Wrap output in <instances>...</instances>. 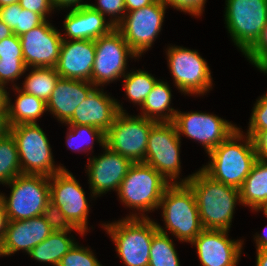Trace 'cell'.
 <instances>
[{
	"mask_svg": "<svg viewBox=\"0 0 267 266\" xmlns=\"http://www.w3.org/2000/svg\"><path fill=\"white\" fill-rule=\"evenodd\" d=\"M15 138L22 174L52 176L65 167L55 166L49 140L38 123L10 127Z\"/></svg>",
	"mask_w": 267,
	"mask_h": 266,
	"instance_id": "obj_7",
	"label": "cell"
},
{
	"mask_svg": "<svg viewBox=\"0 0 267 266\" xmlns=\"http://www.w3.org/2000/svg\"><path fill=\"white\" fill-rule=\"evenodd\" d=\"M247 135L251 138L259 131L267 130V93L259 97L254 104L249 119Z\"/></svg>",
	"mask_w": 267,
	"mask_h": 266,
	"instance_id": "obj_37",
	"label": "cell"
},
{
	"mask_svg": "<svg viewBox=\"0 0 267 266\" xmlns=\"http://www.w3.org/2000/svg\"><path fill=\"white\" fill-rule=\"evenodd\" d=\"M154 120L119 112L105 133V146L128 158L132 163H143L148 137Z\"/></svg>",
	"mask_w": 267,
	"mask_h": 266,
	"instance_id": "obj_9",
	"label": "cell"
},
{
	"mask_svg": "<svg viewBox=\"0 0 267 266\" xmlns=\"http://www.w3.org/2000/svg\"><path fill=\"white\" fill-rule=\"evenodd\" d=\"M148 266H181L175 244L168 234L157 231L153 235Z\"/></svg>",
	"mask_w": 267,
	"mask_h": 266,
	"instance_id": "obj_33",
	"label": "cell"
},
{
	"mask_svg": "<svg viewBox=\"0 0 267 266\" xmlns=\"http://www.w3.org/2000/svg\"><path fill=\"white\" fill-rule=\"evenodd\" d=\"M256 241V250H267V227L264 228V233H256L254 237Z\"/></svg>",
	"mask_w": 267,
	"mask_h": 266,
	"instance_id": "obj_48",
	"label": "cell"
},
{
	"mask_svg": "<svg viewBox=\"0 0 267 266\" xmlns=\"http://www.w3.org/2000/svg\"><path fill=\"white\" fill-rule=\"evenodd\" d=\"M167 7H171L180 10L181 12L189 13L192 16H201L204 11V5L206 0H161Z\"/></svg>",
	"mask_w": 267,
	"mask_h": 266,
	"instance_id": "obj_40",
	"label": "cell"
},
{
	"mask_svg": "<svg viewBox=\"0 0 267 266\" xmlns=\"http://www.w3.org/2000/svg\"><path fill=\"white\" fill-rule=\"evenodd\" d=\"M12 87H15L13 90L18 93V96L14 104L11 102L8 92L7 114L9 126L37 123L38 118L42 117L44 112L47 111V103L34 95L23 92L17 84H13Z\"/></svg>",
	"mask_w": 267,
	"mask_h": 266,
	"instance_id": "obj_24",
	"label": "cell"
},
{
	"mask_svg": "<svg viewBox=\"0 0 267 266\" xmlns=\"http://www.w3.org/2000/svg\"><path fill=\"white\" fill-rule=\"evenodd\" d=\"M171 99L172 93L168 82L159 79L142 104L139 116L156 122H173L178 110L170 106Z\"/></svg>",
	"mask_w": 267,
	"mask_h": 266,
	"instance_id": "obj_26",
	"label": "cell"
},
{
	"mask_svg": "<svg viewBox=\"0 0 267 266\" xmlns=\"http://www.w3.org/2000/svg\"><path fill=\"white\" fill-rule=\"evenodd\" d=\"M94 88L95 86L88 81L59 78L46 102L47 111L64 124Z\"/></svg>",
	"mask_w": 267,
	"mask_h": 266,
	"instance_id": "obj_23",
	"label": "cell"
},
{
	"mask_svg": "<svg viewBox=\"0 0 267 266\" xmlns=\"http://www.w3.org/2000/svg\"><path fill=\"white\" fill-rule=\"evenodd\" d=\"M107 21V22H106ZM64 40H95L109 34L115 27L97 10L83 5L70 9L64 19Z\"/></svg>",
	"mask_w": 267,
	"mask_h": 266,
	"instance_id": "obj_22",
	"label": "cell"
},
{
	"mask_svg": "<svg viewBox=\"0 0 267 266\" xmlns=\"http://www.w3.org/2000/svg\"><path fill=\"white\" fill-rule=\"evenodd\" d=\"M193 190L203 229L230 231L236 204H241L239 189L210 178L201 169L180 178Z\"/></svg>",
	"mask_w": 267,
	"mask_h": 266,
	"instance_id": "obj_1",
	"label": "cell"
},
{
	"mask_svg": "<svg viewBox=\"0 0 267 266\" xmlns=\"http://www.w3.org/2000/svg\"><path fill=\"white\" fill-rule=\"evenodd\" d=\"M173 123L180 138L184 135L197 141L207 154L238 128L228 120L201 111H177Z\"/></svg>",
	"mask_w": 267,
	"mask_h": 266,
	"instance_id": "obj_15",
	"label": "cell"
},
{
	"mask_svg": "<svg viewBox=\"0 0 267 266\" xmlns=\"http://www.w3.org/2000/svg\"><path fill=\"white\" fill-rule=\"evenodd\" d=\"M10 126L8 123L7 109H0V138L8 134Z\"/></svg>",
	"mask_w": 267,
	"mask_h": 266,
	"instance_id": "obj_47",
	"label": "cell"
},
{
	"mask_svg": "<svg viewBox=\"0 0 267 266\" xmlns=\"http://www.w3.org/2000/svg\"><path fill=\"white\" fill-rule=\"evenodd\" d=\"M19 3V0H0V8L6 5Z\"/></svg>",
	"mask_w": 267,
	"mask_h": 266,
	"instance_id": "obj_52",
	"label": "cell"
},
{
	"mask_svg": "<svg viewBox=\"0 0 267 266\" xmlns=\"http://www.w3.org/2000/svg\"><path fill=\"white\" fill-rule=\"evenodd\" d=\"M29 69L24 63V59H0V83L8 85L7 83H14L18 78Z\"/></svg>",
	"mask_w": 267,
	"mask_h": 266,
	"instance_id": "obj_38",
	"label": "cell"
},
{
	"mask_svg": "<svg viewBox=\"0 0 267 266\" xmlns=\"http://www.w3.org/2000/svg\"><path fill=\"white\" fill-rule=\"evenodd\" d=\"M167 8L161 0H156L148 6L126 12L115 27L139 58L152 47L161 32Z\"/></svg>",
	"mask_w": 267,
	"mask_h": 266,
	"instance_id": "obj_13",
	"label": "cell"
},
{
	"mask_svg": "<svg viewBox=\"0 0 267 266\" xmlns=\"http://www.w3.org/2000/svg\"><path fill=\"white\" fill-rule=\"evenodd\" d=\"M52 232L42 215L27 220L8 221L0 256H11L20 250L28 254Z\"/></svg>",
	"mask_w": 267,
	"mask_h": 266,
	"instance_id": "obj_21",
	"label": "cell"
},
{
	"mask_svg": "<svg viewBox=\"0 0 267 266\" xmlns=\"http://www.w3.org/2000/svg\"><path fill=\"white\" fill-rule=\"evenodd\" d=\"M170 184L153 167L145 163H133L121 182L117 195L126 207L132 208L131 210L134 208L139 213L132 212L126 218H149L144 213L159 208L162 195Z\"/></svg>",
	"mask_w": 267,
	"mask_h": 266,
	"instance_id": "obj_4",
	"label": "cell"
},
{
	"mask_svg": "<svg viewBox=\"0 0 267 266\" xmlns=\"http://www.w3.org/2000/svg\"><path fill=\"white\" fill-rule=\"evenodd\" d=\"M181 138L173 122H156L150 130L143 163L153 167L171 184L181 174Z\"/></svg>",
	"mask_w": 267,
	"mask_h": 266,
	"instance_id": "obj_11",
	"label": "cell"
},
{
	"mask_svg": "<svg viewBox=\"0 0 267 266\" xmlns=\"http://www.w3.org/2000/svg\"><path fill=\"white\" fill-rule=\"evenodd\" d=\"M117 99L109 96L104 89L95 87L75 109L67 125H90L104 133L113 124L119 112H125Z\"/></svg>",
	"mask_w": 267,
	"mask_h": 266,
	"instance_id": "obj_19",
	"label": "cell"
},
{
	"mask_svg": "<svg viewBox=\"0 0 267 266\" xmlns=\"http://www.w3.org/2000/svg\"><path fill=\"white\" fill-rule=\"evenodd\" d=\"M128 58L139 59L116 28L109 34L95 39L92 84L102 87L124 77L128 72Z\"/></svg>",
	"mask_w": 267,
	"mask_h": 266,
	"instance_id": "obj_12",
	"label": "cell"
},
{
	"mask_svg": "<svg viewBox=\"0 0 267 266\" xmlns=\"http://www.w3.org/2000/svg\"><path fill=\"white\" fill-rule=\"evenodd\" d=\"M53 6L57 10H62L71 7V9H76L86 5L87 3H83L82 0H51Z\"/></svg>",
	"mask_w": 267,
	"mask_h": 266,
	"instance_id": "obj_44",
	"label": "cell"
},
{
	"mask_svg": "<svg viewBox=\"0 0 267 266\" xmlns=\"http://www.w3.org/2000/svg\"><path fill=\"white\" fill-rule=\"evenodd\" d=\"M86 193L68 169L64 168L50 176V201L56 204L65 215L68 222L81 230L88 232V204Z\"/></svg>",
	"mask_w": 267,
	"mask_h": 266,
	"instance_id": "obj_14",
	"label": "cell"
},
{
	"mask_svg": "<svg viewBox=\"0 0 267 266\" xmlns=\"http://www.w3.org/2000/svg\"><path fill=\"white\" fill-rule=\"evenodd\" d=\"M256 266H267V250H256Z\"/></svg>",
	"mask_w": 267,
	"mask_h": 266,
	"instance_id": "obj_50",
	"label": "cell"
},
{
	"mask_svg": "<svg viewBox=\"0 0 267 266\" xmlns=\"http://www.w3.org/2000/svg\"><path fill=\"white\" fill-rule=\"evenodd\" d=\"M240 129L209 152L210 161L201 168L213 180L238 189L258 160L252 138Z\"/></svg>",
	"mask_w": 267,
	"mask_h": 266,
	"instance_id": "obj_2",
	"label": "cell"
},
{
	"mask_svg": "<svg viewBox=\"0 0 267 266\" xmlns=\"http://www.w3.org/2000/svg\"><path fill=\"white\" fill-rule=\"evenodd\" d=\"M0 59H23L19 36L13 34L1 40Z\"/></svg>",
	"mask_w": 267,
	"mask_h": 266,
	"instance_id": "obj_41",
	"label": "cell"
},
{
	"mask_svg": "<svg viewBox=\"0 0 267 266\" xmlns=\"http://www.w3.org/2000/svg\"><path fill=\"white\" fill-rule=\"evenodd\" d=\"M42 217L51 227L52 231L64 232L74 230L82 236L85 235L81 230L74 228L65 218V215L61 212L60 208L51 201L47 203V206L42 213Z\"/></svg>",
	"mask_w": 267,
	"mask_h": 266,
	"instance_id": "obj_35",
	"label": "cell"
},
{
	"mask_svg": "<svg viewBox=\"0 0 267 266\" xmlns=\"http://www.w3.org/2000/svg\"><path fill=\"white\" fill-rule=\"evenodd\" d=\"M7 215H6V210H5V206L3 204V201L0 197V246L2 245L3 239H4V235H5V231H6V227H7Z\"/></svg>",
	"mask_w": 267,
	"mask_h": 266,
	"instance_id": "obj_46",
	"label": "cell"
},
{
	"mask_svg": "<svg viewBox=\"0 0 267 266\" xmlns=\"http://www.w3.org/2000/svg\"><path fill=\"white\" fill-rule=\"evenodd\" d=\"M103 150H105L103 154L98 155V157L90 156L86 165L92 198L106 194L111 190L118 192L121 182L133 164L128 158L112 152L106 146Z\"/></svg>",
	"mask_w": 267,
	"mask_h": 266,
	"instance_id": "obj_17",
	"label": "cell"
},
{
	"mask_svg": "<svg viewBox=\"0 0 267 266\" xmlns=\"http://www.w3.org/2000/svg\"><path fill=\"white\" fill-rule=\"evenodd\" d=\"M167 62L174 85L179 92L204 95L213 85L210 68L198 51L183 46H169L166 49Z\"/></svg>",
	"mask_w": 267,
	"mask_h": 266,
	"instance_id": "obj_10",
	"label": "cell"
},
{
	"mask_svg": "<svg viewBox=\"0 0 267 266\" xmlns=\"http://www.w3.org/2000/svg\"><path fill=\"white\" fill-rule=\"evenodd\" d=\"M243 206L261 210L267 203V161L257 160L239 188Z\"/></svg>",
	"mask_w": 267,
	"mask_h": 266,
	"instance_id": "obj_25",
	"label": "cell"
},
{
	"mask_svg": "<svg viewBox=\"0 0 267 266\" xmlns=\"http://www.w3.org/2000/svg\"><path fill=\"white\" fill-rule=\"evenodd\" d=\"M19 39L27 68H55L63 39L49 20L22 34Z\"/></svg>",
	"mask_w": 267,
	"mask_h": 266,
	"instance_id": "obj_16",
	"label": "cell"
},
{
	"mask_svg": "<svg viewBox=\"0 0 267 266\" xmlns=\"http://www.w3.org/2000/svg\"><path fill=\"white\" fill-rule=\"evenodd\" d=\"M123 88L129 101L140 107L144 103L153 86L158 81L152 74L145 70H130L123 77Z\"/></svg>",
	"mask_w": 267,
	"mask_h": 266,
	"instance_id": "obj_30",
	"label": "cell"
},
{
	"mask_svg": "<svg viewBox=\"0 0 267 266\" xmlns=\"http://www.w3.org/2000/svg\"><path fill=\"white\" fill-rule=\"evenodd\" d=\"M229 231L204 229L192 242L201 266H237L243 240L228 238Z\"/></svg>",
	"mask_w": 267,
	"mask_h": 266,
	"instance_id": "obj_18",
	"label": "cell"
},
{
	"mask_svg": "<svg viewBox=\"0 0 267 266\" xmlns=\"http://www.w3.org/2000/svg\"><path fill=\"white\" fill-rule=\"evenodd\" d=\"M115 243L117 256L125 266H148L153 235L158 231L150 218H122L101 224Z\"/></svg>",
	"mask_w": 267,
	"mask_h": 266,
	"instance_id": "obj_5",
	"label": "cell"
},
{
	"mask_svg": "<svg viewBox=\"0 0 267 266\" xmlns=\"http://www.w3.org/2000/svg\"><path fill=\"white\" fill-rule=\"evenodd\" d=\"M156 0H125L126 12H131L154 3Z\"/></svg>",
	"mask_w": 267,
	"mask_h": 266,
	"instance_id": "obj_45",
	"label": "cell"
},
{
	"mask_svg": "<svg viewBox=\"0 0 267 266\" xmlns=\"http://www.w3.org/2000/svg\"><path fill=\"white\" fill-rule=\"evenodd\" d=\"M71 232L53 231L44 241L36 245L28 255L39 262L51 263L53 266H58L61 258L77 243L72 235L71 237L73 239L70 237Z\"/></svg>",
	"mask_w": 267,
	"mask_h": 266,
	"instance_id": "obj_27",
	"label": "cell"
},
{
	"mask_svg": "<svg viewBox=\"0 0 267 266\" xmlns=\"http://www.w3.org/2000/svg\"><path fill=\"white\" fill-rule=\"evenodd\" d=\"M67 129L68 131L65 143L72 151H92L94 140L98 142L102 148L105 146V133L98 128L90 125H68ZM78 144H81L84 149Z\"/></svg>",
	"mask_w": 267,
	"mask_h": 266,
	"instance_id": "obj_31",
	"label": "cell"
},
{
	"mask_svg": "<svg viewBox=\"0 0 267 266\" xmlns=\"http://www.w3.org/2000/svg\"><path fill=\"white\" fill-rule=\"evenodd\" d=\"M225 3L227 31L244 55L267 23V0H226Z\"/></svg>",
	"mask_w": 267,
	"mask_h": 266,
	"instance_id": "obj_8",
	"label": "cell"
},
{
	"mask_svg": "<svg viewBox=\"0 0 267 266\" xmlns=\"http://www.w3.org/2000/svg\"><path fill=\"white\" fill-rule=\"evenodd\" d=\"M9 185V197L0 193L8 221L27 220L42 215L50 201V176L20 174Z\"/></svg>",
	"mask_w": 267,
	"mask_h": 266,
	"instance_id": "obj_6",
	"label": "cell"
},
{
	"mask_svg": "<svg viewBox=\"0 0 267 266\" xmlns=\"http://www.w3.org/2000/svg\"><path fill=\"white\" fill-rule=\"evenodd\" d=\"M252 140L258 159L267 161V130L257 132Z\"/></svg>",
	"mask_w": 267,
	"mask_h": 266,
	"instance_id": "obj_43",
	"label": "cell"
},
{
	"mask_svg": "<svg viewBox=\"0 0 267 266\" xmlns=\"http://www.w3.org/2000/svg\"><path fill=\"white\" fill-rule=\"evenodd\" d=\"M258 211H263V213L265 214V216L267 217V203L263 206V208L261 210H255V212Z\"/></svg>",
	"mask_w": 267,
	"mask_h": 266,
	"instance_id": "obj_54",
	"label": "cell"
},
{
	"mask_svg": "<svg viewBox=\"0 0 267 266\" xmlns=\"http://www.w3.org/2000/svg\"><path fill=\"white\" fill-rule=\"evenodd\" d=\"M0 20L7 24L17 36H21L45 21L40 14L21 8L19 3L1 7Z\"/></svg>",
	"mask_w": 267,
	"mask_h": 266,
	"instance_id": "obj_29",
	"label": "cell"
},
{
	"mask_svg": "<svg viewBox=\"0 0 267 266\" xmlns=\"http://www.w3.org/2000/svg\"><path fill=\"white\" fill-rule=\"evenodd\" d=\"M245 58L259 70L267 62V23L255 44L244 54Z\"/></svg>",
	"mask_w": 267,
	"mask_h": 266,
	"instance_id": "obj_39",
	"label": "cell"
},
{
	"mask_svg": "<svg viewBox=\"0 0 267 266\" xmlns=\"http://www.w3.org/2000/svg\"><path fill=\"white\" fill-rule=\"evenodd\" d=\"M58 266H102L95 254L88 247L80 246L78 243L68 251Z\"/></svg>",
	"mask_w": 267,
	"mask_h": 266,
	"instance_id": "obj_34",
	"label": "cell"
},
{
	"mask_svg": "<svg viewBox=\"0 0 267 266\" xmlns=\"http://www.w3.org/2000/svg\"><path fill=\"white\" fill-rule=\"evenodd\" d=\"M21 8L40 14L45 20L55 11L51 0H19Z\"/></svg>",
	"mask_w": 267,
	"mask_h": 266,
	"instance_id": "obj_42",
	"label": "cell"
},
{
	"mask_svg": "<svg viewBox=\"0 0 267 266\" xmlns=\"http://www.w3.org/2000/svg\"><path fill=\"white\" fill-rule=\"evenodd\" d=\"M11 35H13L12 29L2 20H0V41Z\"/></svg>",
	"mask_w": 267,
	"mask_h": 266,
	"instance_id": "obj_51",
	"label": "cell"
},
{
	"mask_svg": "<svg viewBox=\"0 0 267 266\" xmlns=\"http://www.w3.org/2000/svg\"><path fill=\"white\" fill-rule=\"evenodd\" d=\"M92 9L97 10L103 16H109L108 20L116 27L126 14L125 0H98L97 4L87 3Z\"/></svg>",
	"mask_w": 267,
	"mask_h": 266,
	"instance_id": "obj_36",
	"label": "cell"
},
{
	"mask_svg": "<svg viewBox=\"0 0 267 266\" xmlns=\"http://www.w3.org/2000/svg\"><path fill=\"white\" fill-rule=\"evenodd\" d=\"M259 70L260 72L267 74V62Z\"/></svg>",
	"mask_w": 267,
	"mask_h": 266,
	"instance_id": "obj_53",
	"label": "cell"
},
{
	"mask_svg": "<svg viewBox=\"0 0 267 266\" xmlns=\"http://www.w3.org/2000/svg\"><path fill=\"white\" fill-rule=\"evenodd\" d=\"M95 60V40H64L55 66L60 78L92 83Z\"/></svg>",
	"mask_w": 267,
	"mask_h": 266,
	"instance_id": "obj_20",
	"label": "cell"
},
{
	"mask_svg": "<svg viewBox=\"0 0 267 266\" xmlns=\"http://www.w3.org/2000/svg\"><path fill=\"white\" fill-rule=\"evenodd\" d=\"M29 69L31 71L25 77L22 83L23 87H19V89L47 102L60 75L55 68L31 67Z\"/></svg>",
	"mask_w": 267,
	"mask_h": 266,
	"instance_id": "obj_28",
	"label": "cell"
},
{
	"mask_svg": "<svg viewBox=\"0 0 267 266\" xmlns=\"http://www.w3.org/2000/svg\"><path fill=\"white\" fill-rule=\"evenodd\" d=\"M160 208L165 228L157 222L156 225L161 233L168 231L178 241L191 243L204 230L195 194L187 183L170 184L162 195Z\"/></svg>",
	"mask_w": 267,
	"mask_h": 266,
	"instance_id": "obj_3",
	"label": "cell"
},
{
	"mask_svg": "<svg viewBox=\"0 0 267 266\" xmlns=\"http://www.w3.org/2000/svg\"><path fill=\"white\" fill-rule=\"evenodd\" d=\"M22 174L15 138L9 132L0 138V184L12 181Z\"/></svg>",
	"mask_w": 267,
	"mask_h": 266,
	"instance_id": "obj_32",
	"label": "cell"
},
{
	"mask_svg": "<svg viewBox=\"0 0 267 266\" xmlns=\"http://www.w3.org/2000/svg\"><path fill=\"white\" fill-rule=\"evenodd\" d=\"M6 86L0 83V109H7L8 92Z\"/></svg>",
	"mask_w": 267,
	"mask_h": 266,
	"instance_id": "obj_49",
	"label": "cell"
}]
</instances>
